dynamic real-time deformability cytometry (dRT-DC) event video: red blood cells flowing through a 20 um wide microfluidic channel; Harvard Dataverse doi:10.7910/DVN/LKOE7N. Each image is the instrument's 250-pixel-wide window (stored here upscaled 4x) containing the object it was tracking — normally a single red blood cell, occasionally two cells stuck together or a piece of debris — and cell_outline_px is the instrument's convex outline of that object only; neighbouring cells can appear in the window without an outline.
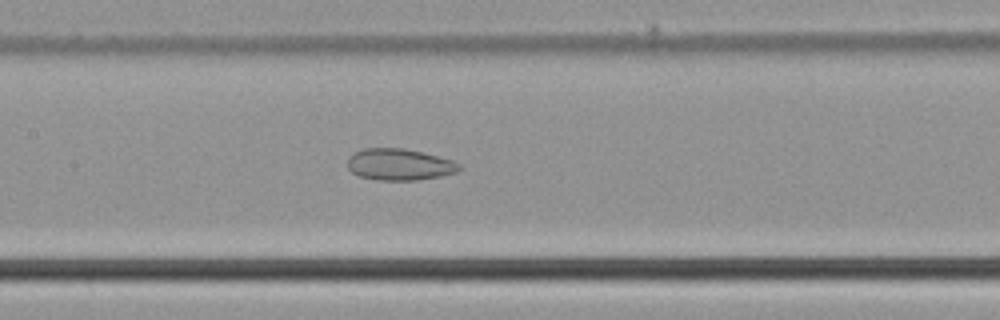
{"species": "common noctule bat (a hibernating species)", "species_latin": "Nyctalus noctula", "temperature_condition": "cold", "stored_images_in_passage": 32, "camera_frame_rate_fps": 3000, "um_per_image_px": 0.085, "animal": {"sex": "male", "body_mass_g": 21.5, "forearm_length_mm": 52.0}, "frame": {"image": 1, "passage_image": 13, "time_ms": 4.0, "image_size_px": [1000, 320], "cell_outline_px": [[460, 168], [456, 172], [440, 176], [416, 180], [376, 180], [360, 176], [352, 172], [348, 168], [348, 160], [356, 152], [364, 148], [404, 148], [452, 160], [460, 164]], "centroid_in_image_um": [33.94, 13.99], "position_along_channel_um": 173.5, "area_um2": 20.23}}
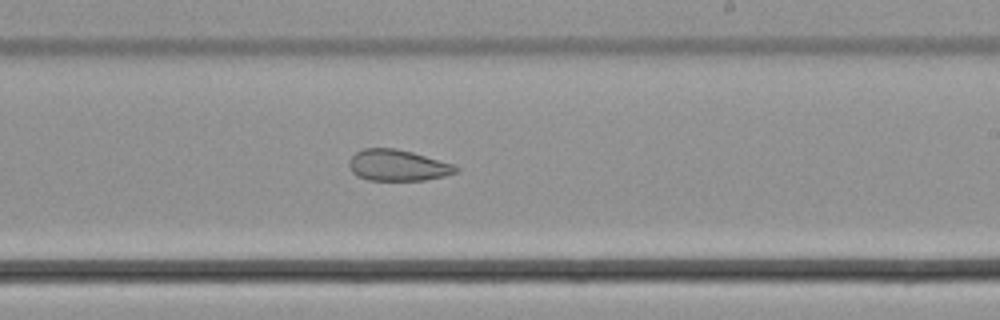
{"frame": {"image": 2, "passage_image": 19, "time_ms": 6.0, "image_size_px": [1000, 320], "cell_outline_px": [[460, 168], [456, 172], [444, 176], [424, 180], [368, 180], [356, 176], [352, 172], [348, 164], [352, 156], [356, 152], [364, 148], [396, 148], [412, 152], [452, 164]], "centroid_in_image_um": [33.77, 14.05], "position_along_channel_um": 255.2, "area_um2": 19.31}}
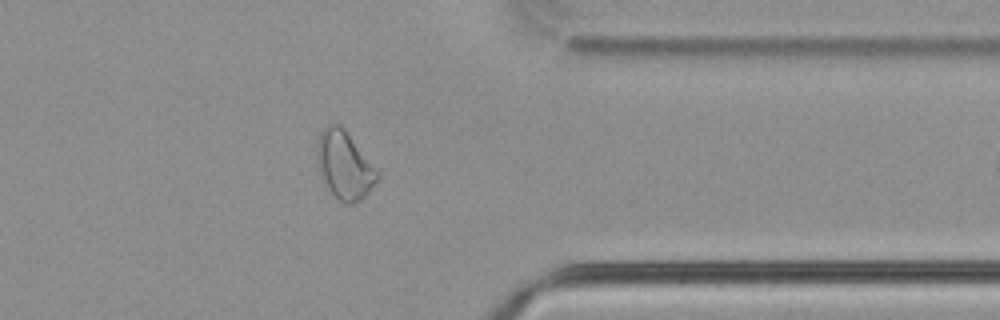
{"frame": {"image": 3, "passage_image": 29, "time_ms": 9.333, "image_size_px": [1000, 320], "cell_outline_px": [[380, 176], [368, 192], [360, 200], [352, 204], [348, 204], [340, 200], [332, 192], [320, 172], [316, 148], [320, 132], [328, 124], [340, 124], [344, 128]], "centroid_in_image_um": [29.26, 14.02], "position_along_channel_um": 382.1, "area_um2": 22.89}}